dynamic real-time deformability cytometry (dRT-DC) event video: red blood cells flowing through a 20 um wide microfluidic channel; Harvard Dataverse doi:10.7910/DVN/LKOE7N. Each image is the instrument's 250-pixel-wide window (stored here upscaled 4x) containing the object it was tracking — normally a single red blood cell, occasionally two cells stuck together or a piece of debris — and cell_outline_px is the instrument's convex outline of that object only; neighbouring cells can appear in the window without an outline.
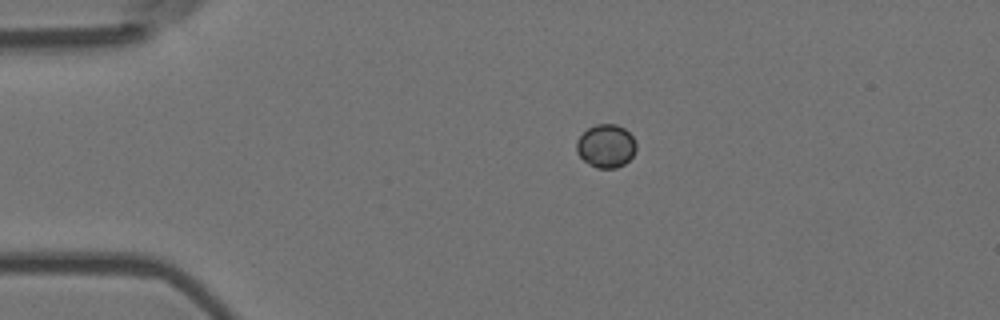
{"species": "Egyptian fruit bat (a non-hibernating species)", "species_latin": "Rousettus aegyptiacus", "temperature_condition": "room temperature", "stored_images_in_passage": 41, "camera_frame_rate_fps": 3000, "um_per_image_px": 0.085, "animal": {"sex": "female"}, "frame": {"image": 1, "passage_image": 1, "time_ms": 0.0, "image_size_px": [1000, 320], "cell_outline_px": [[636, 152], [624, 164], [616, 168], [596, 168], [588, 164], [576, 152], [576, 140], [588, 128], [596, 124], [616, 124], [624, 128], [632, 136], [636, 144]], "centroid_in_image_um": [51.5, 12.41], "position_along_channel_um": 33.5, "area_um2": 15.09}}
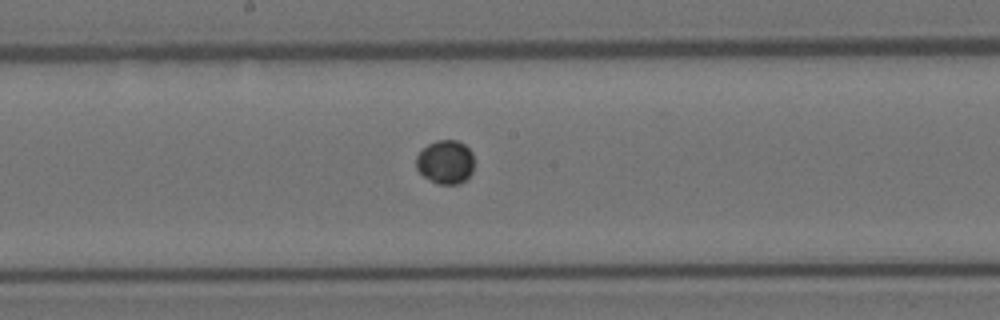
{"frame": {"image": 2, "passage_image": 19, "time_ms": 6.0, "image_size_px": [1000, 320], "cell_outline_px": [[472, 172], [460, 184], [436, 184], [424, 176], [416, 168], [416, 156], [428, 144], [436, 140], [456, 140], [464, 144], [472, 152]], "centroid_in_image_um": [37.85, 13.77], "position_along_channel_um": 210.4, "area_um2": 14.68}}
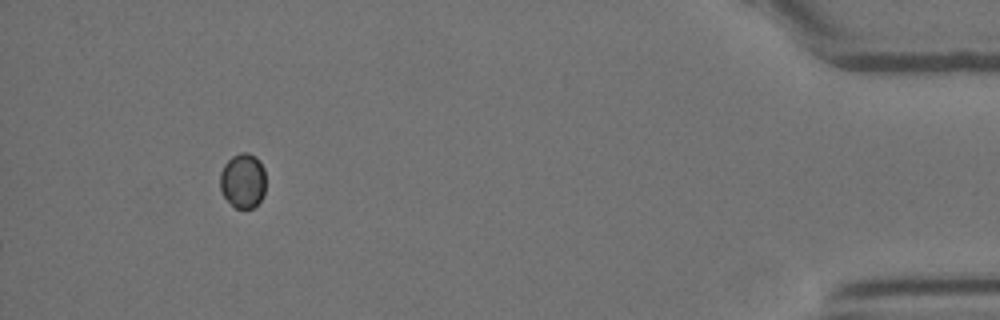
{"frame": {"image": 3, "passage_image": 41, "time_ms": 13.333, "image_size_px": [1000, 320], "cell_outline_px": [[264, 196], [252, 208], [236, 208], [224, 196], [220, 188], [220, 172], [224, 164], [232, 156], [240, 152], [248, 152], [256, 156], [260, 160], [264, 168]], "centroid_in_image_um": [20.65, 15.32], "position_along_channel_um": 414.6, "area_um2": 14.62}}